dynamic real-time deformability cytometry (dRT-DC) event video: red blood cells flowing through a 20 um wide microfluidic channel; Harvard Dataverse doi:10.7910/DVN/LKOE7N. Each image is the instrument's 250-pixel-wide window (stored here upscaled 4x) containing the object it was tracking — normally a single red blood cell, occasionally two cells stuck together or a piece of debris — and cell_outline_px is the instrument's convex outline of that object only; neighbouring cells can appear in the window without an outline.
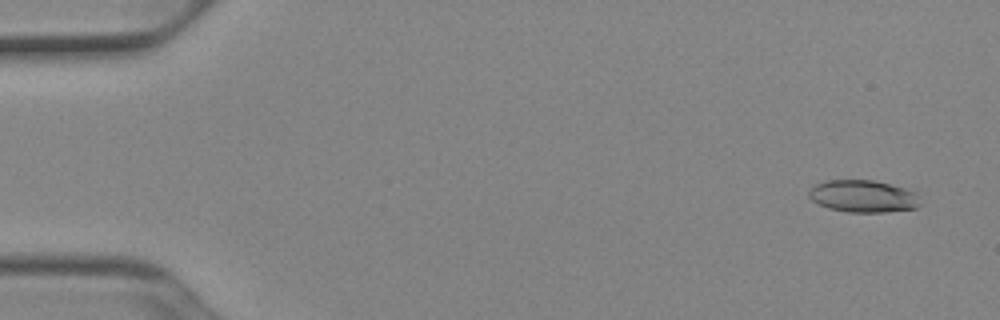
{"species": "Egyptian fruit bat (a non-hibernating species)", "species_latin": "Rousettus aegyptiacus", "temperature_condition": "cold", "stored_images_in_passage": 12, "camera_frame_rate_fps": 3000, "um_per_image_px": 0.085, "animal": {"sex": "female"}, "frame": {"image": 1, "passage_image": 3, "time_ms": 0.667, "image_size_px": [1000, 320], "cell_outline_px": [[920, 204], [916, 208], [884, 212], [848, 212], [828, 208], [812, 200], [808, 196], [808, 192], [816, 184], [828, 180], [872, 180], [904, 188], [916, 192]], "centroid_in_image_um": [73.36, 16.68], "position_along_channel_um": 11.6, "area_um2": 20.69}}